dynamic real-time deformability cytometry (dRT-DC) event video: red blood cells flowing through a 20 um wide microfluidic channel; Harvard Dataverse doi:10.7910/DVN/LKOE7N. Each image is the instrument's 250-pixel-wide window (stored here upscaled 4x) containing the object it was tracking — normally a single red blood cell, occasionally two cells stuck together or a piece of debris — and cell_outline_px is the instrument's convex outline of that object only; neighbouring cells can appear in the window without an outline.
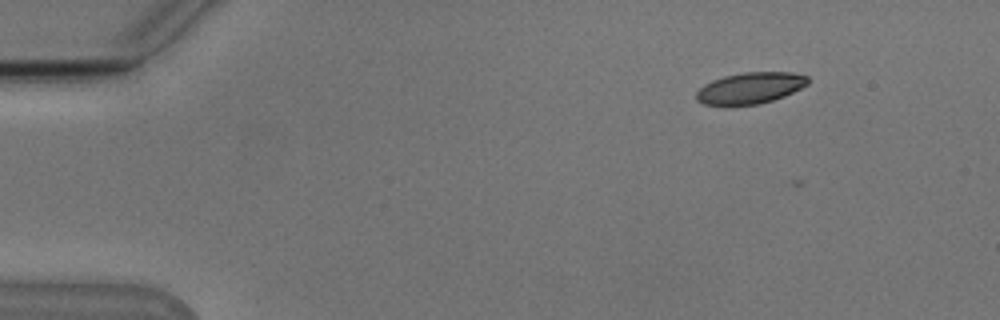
{"species": "Egyptian fruit bat (a non-hibernating species)", "species_latin": "Rousettus aegyptiacus", "temperature_condition": "cold", "stored_images_in_passage": 45, "camera_frame_rate_fps": 3000, "um_per_image_px": 0.085, "animal": {"sex": "male"}, "frame": {"image": 1, "passage_image": 1, "time_ms": 0.0, "image_size_px": [1000, 320], "cell_outline_px": [[808, 84], [784, 96], [772, 100], [756, 104], [704, 104], [696, 100], [696, 92], [704, 84], [712, 80], [724, 76], [744, 72], [792, 72], [808, 76]], "centroid_in_image_um": [63.77, 7.46], "position_along_channel_um": 21.2, "area_um2": 20.06}}
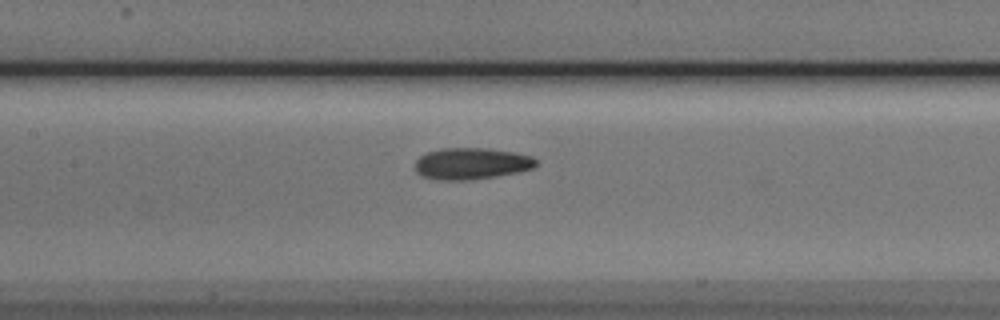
{"frame": {"image": 2, "passage_image": 20, "time_ms": 6.333, "image_size_px": [1000, 320], "cell_outline_px": [[536, 164], [532, 168], [516, 172], [496, 176], [468, 180], [440, 180], [420, 176], [416, 172], [416, 160], [420, 156], [428, 152], [440, 148], [488, 148], [516, 152], [532, 156], [536, 160]], "centroid_in_image_um": [40.05, 13.9], "position_along_channel_um": 167.3, "area_um2": 22.25}}
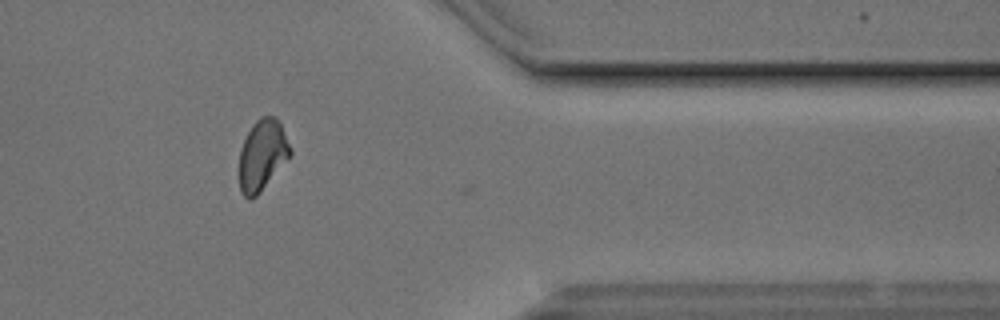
{"frame": {"image": 3, "passage_image": 39, "time_ms": 12.667, "image_size_px": [1000, 320], "cell_outline_px": [[292, 152], [260, 192], [256, 196], [248, 200], [240, 192], [240, 148], [252, 124], [260, 116], [276, 116], [292, 148]], "centroid_in_image_um": [22.28, 13.16], "position_along_channel_um": 389.1, "area_um2": 20.75}, "authors_computed_cell_mechanics": {"area_um2": 21.675, "velocity_mm_per_s": 3.7831, "shape_relaxation_time_tau1_ms": 4.5028, "shape_relaxation_time_tau2_ms": 3.6818, "deformation_change_tau1": 0.127, "deformation_change_tau2": 0.1006}}